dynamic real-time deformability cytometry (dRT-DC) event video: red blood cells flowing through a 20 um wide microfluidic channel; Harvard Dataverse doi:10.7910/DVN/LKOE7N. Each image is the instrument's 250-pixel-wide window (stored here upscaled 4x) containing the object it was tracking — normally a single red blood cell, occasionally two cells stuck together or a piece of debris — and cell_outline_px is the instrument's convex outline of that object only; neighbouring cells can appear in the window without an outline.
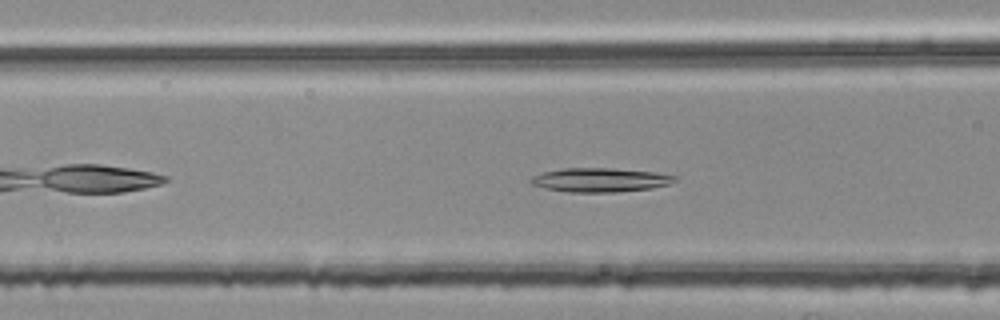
{"species": "common noctule bat (a hibernating species)", "species_latin": "Nyctalus noctula", "temperature_condition": "room temperature", "stored_images_in_passage": 41, "camera_frame_rate_fps": 3000, "um_per_image_px": 0.085, "animal": {"sex": "female", "body_mass_g": 25.1}, "frame": {"image": 1, "passage_image": 9, "time_ms": 2.667, "image_size_px": [1000, 320], "cell_outline_px": [[676, 180], [668, 184], [652, 188], [616, 192], [568, 192], [544, 188], [532, 184], [528, 180], [532, 176], [544, 172], [564, 168], [612, 168], [656, 172], [676, 176]], "centroid_in_image_um": [50.99, 15.29], "position_along_channel_um": 115.6, "area_um2": 20.11}}
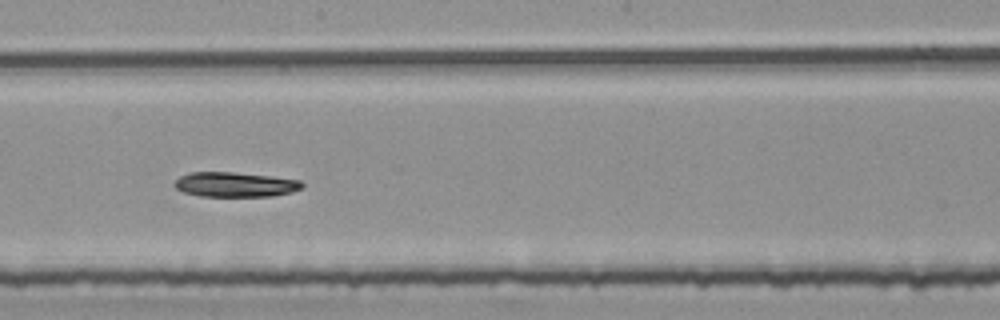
{"frame": {"image": 2, "passage_image": 18, "time_ms": 5.667, "image_size_px": [1000, 320], "cell_outline_px": [[304, 184], [300, 188], [292, 192], [272, 196], [200, 196], [184, 192], [176, 188], [172, 184], [180, 176], [188, 172], [232, 172], [272, 176], [300, 180]], "centroid_in_image_um": [19.96, 15.68], "position_along_channel_um": 228.2, "area_um2": 18.44}}
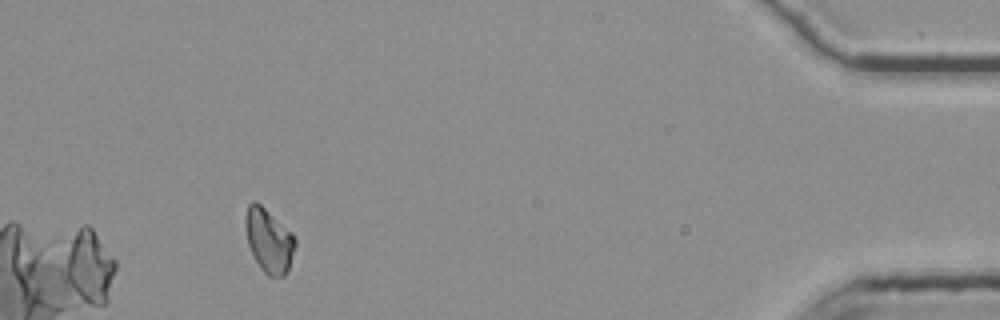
{"frame": {"image": 3, "passage_image": 38, "time_ms": 12.333, "image_size_px": [1000, 320], "cell_outline_px": [[296, 244], [288, 268], [284, 276], [268, 276], [260, 268], [248, 244], [244, 224], [244, 216], [248, 204], [252, 200], [256, 200], [292, 232], [296, 240]], "centroid_in_image_um": [22.83, 20.4], "position_along_channel_um": 412.4, "area_um2": 18.55}, "authors_computed_cell_mechanics": {"area_um2": 18.785, "velocity_mm_per_s": 3.7583, "shape_relaxation_time_tau1_ms": 4.7157, "shape_relaxation_time_tau2_ms": null, "deformation_change_tau1": 0.1797, "deformation_change_tau2": null}}